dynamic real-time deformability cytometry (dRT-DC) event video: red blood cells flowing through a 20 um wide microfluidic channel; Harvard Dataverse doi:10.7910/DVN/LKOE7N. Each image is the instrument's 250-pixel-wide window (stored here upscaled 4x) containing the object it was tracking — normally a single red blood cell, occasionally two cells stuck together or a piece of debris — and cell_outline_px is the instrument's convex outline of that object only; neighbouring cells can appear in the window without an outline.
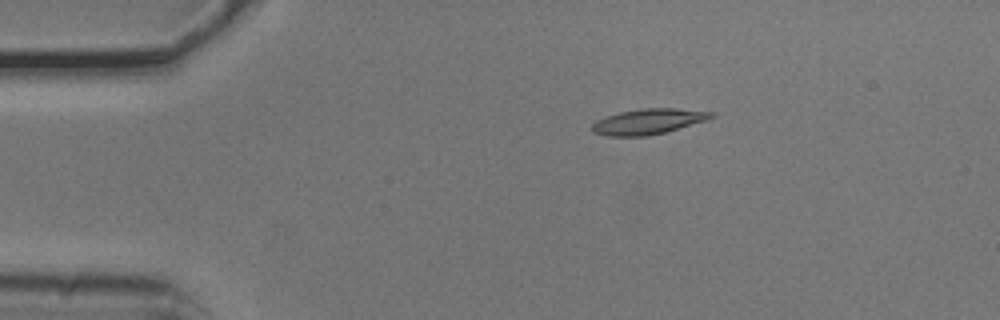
{"species": "common noctule bat (a hibernating species)", "species_latin": "Nyctalus noctula", "temperature_condition": "cold", "stored_images_in_passage": 5, "camera_frame_rate_fps": 3000, "um_per_image_px": 0.085, "animal": {"sex": "male", "body_mass_g": 20.5, "forearm_length_mm": 52.5}, "frame": {"image": 1, "passage_image": 3, "time_ms": 0.667, "image_size_px": [1000, 320], "cell_outline_px": [[716, 116], [708, 120], [664, 132], [644, 136], [608, 136], [592, 132], [592, 124], [596, 120], [604, 116], [620, 112], [640, 108], [676, 108], [716, 112]], "centroid_in_image_um": [55.12, 10.31], "position_along_channel_um": 29.9, "area_um2": 17.8}}
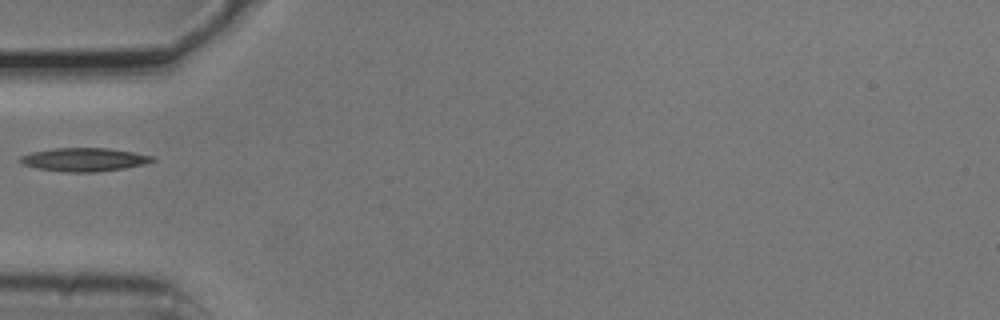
{"frame": {"image": 2, "passage_image": 5, "time_ms": 1.333, "image_size_px": [1000, 320], "cell_outline_px": [[156, 160], [144, 164], [124, 168], [96, 172], [64, 172], [36, 168], [24, 164], [20, 160], [20, 156], [32, 152], [56, 148], [108, 148], [156, 156]], "centroid_in_image_um": [7.19, 13.56], "position_along_channel_um": 77.8, "area_um2": 17.98}}